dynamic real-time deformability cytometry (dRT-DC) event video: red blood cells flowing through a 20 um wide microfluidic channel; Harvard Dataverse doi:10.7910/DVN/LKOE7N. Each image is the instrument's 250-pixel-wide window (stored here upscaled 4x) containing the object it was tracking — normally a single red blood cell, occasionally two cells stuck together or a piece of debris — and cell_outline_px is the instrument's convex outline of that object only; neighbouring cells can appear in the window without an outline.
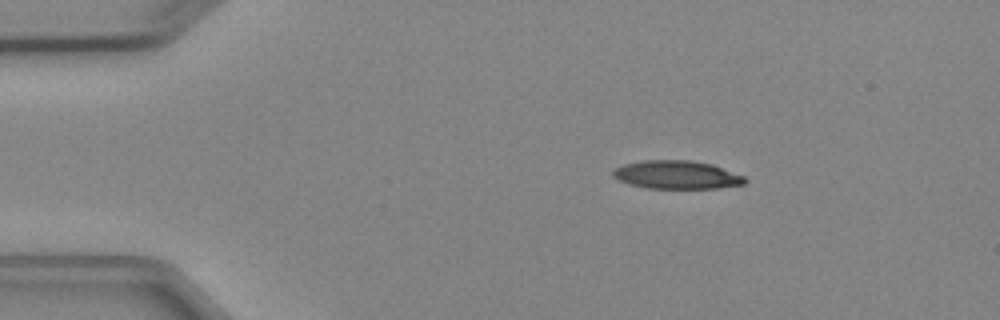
{"species": "Egyptian fruit bat (a non-hibernating species)", "species_latin": "Rousettus aegyptiacus", "temperature_condition": "cold", "stored_images_in_passage": 4, "camera_frame_rate_fps": 3000, "um_per_image_px": 0.085, "animal": {"sex": "female"}, "frame": {"image": 1, "passage_image": 1, "time_ms": 0.0, "image_size_px": [1000, 320], "cell_outline_px": [[748, 180], [744, 184], [716, 188], [648, 188], [628, 184], [612, 176], [612, 172], [616, 168], [624, 164], [644, 160], [692, 160], [712, 164], [744, 176]], "centroid_in_image_um": [57.53, 14.85], "position_along_channel_um": 27.5, "area_um2": 21.68}}
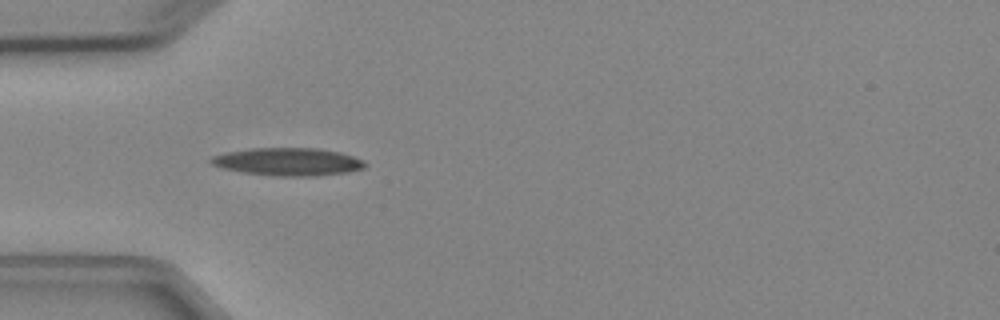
{"frame": {"image": 2, "passage_image": 3, "time_ms": 2.333, "image_size_px": [1000, 320], "cell_outline_px": [[368, 164], [364, 168], [348, 172], [312, 176], [280, 176], [240, 172], [224, 168], [212, 164], [208, 160], [212, 156], [224, 152], [252, 148], [320, 148], [340, 152], [364, 160]], "centroid_in_image_um": [24.49, 13.74], "position_along_channel_um": 60.5, "area_um2": 25.03}}